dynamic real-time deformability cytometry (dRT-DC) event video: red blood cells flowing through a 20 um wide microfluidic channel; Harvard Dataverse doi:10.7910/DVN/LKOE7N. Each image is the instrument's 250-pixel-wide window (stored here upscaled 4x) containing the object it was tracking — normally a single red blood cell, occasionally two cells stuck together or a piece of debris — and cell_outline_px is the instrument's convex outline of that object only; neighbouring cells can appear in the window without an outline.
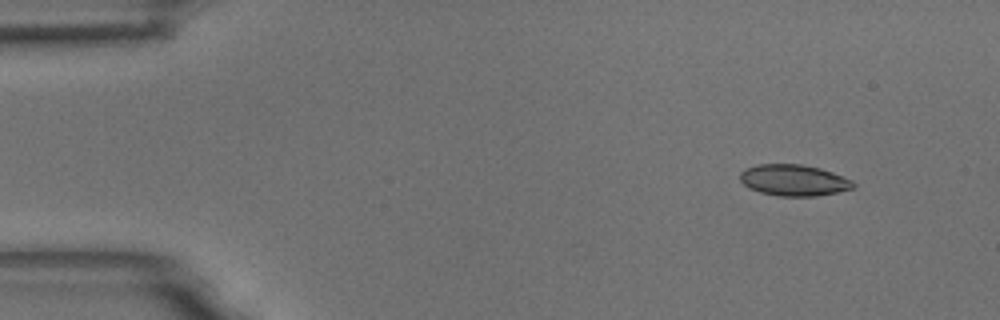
{"species": "common noctule bat (a hibernating species)", "species_latin": "Nyctalus noctula", "temperature_condition": "room temperature", "stored_images_in_passage": 4, "camera_frame_rate_fps": 3000, "um_per_image_px": 0.085, "animal": {"sex": "male", "body_mass_g": 18.8}, "frame": {"image": 1, "passage_image": 1, "time_ms": 0.0, "image_size_px": [1000, 320], "cell_outline_px": [[856, 184], [852, 188], [836, 192], [816, 196], [780, 196], [760, 192], [748, 188], [740, 180], [740, 172], [744, 168], [756, 164], [800, 164], [820, 168], [832, 172], [852, 180]], "centroid_in_image_um": [67.43, 15.31], "position_along_channel_um": 17.6, "area_um2": 20.63}}
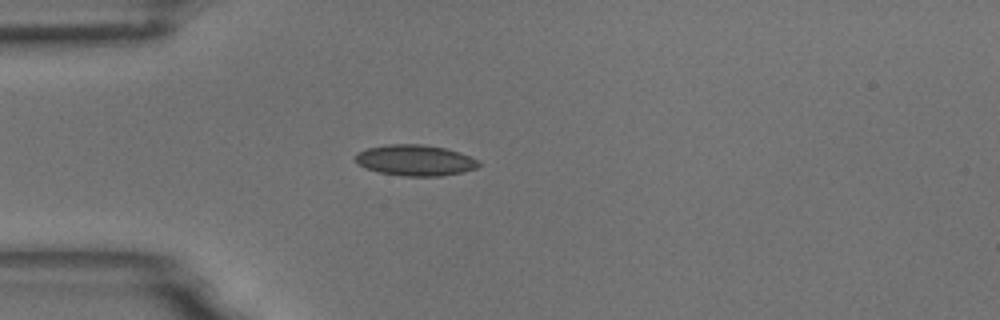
{"frame": {"image": 2, "passage_image": 4, "time_ms": 1.0, "image_size_px": [1000, 320], "cell_outline_px": [[480, 164], [476, 168], [460, 172], [440, 176], [400, 176], [380, 172], [364, 168], [356, 160], [356, 156], [360, 152], [368, 148], [388, 144], [424, 144], [444, 148], [480, 160]], "centroid_in_image_um": [35.29, 13.63], "position_along_channel_um": 49.7, "area_um2": 21.91}}